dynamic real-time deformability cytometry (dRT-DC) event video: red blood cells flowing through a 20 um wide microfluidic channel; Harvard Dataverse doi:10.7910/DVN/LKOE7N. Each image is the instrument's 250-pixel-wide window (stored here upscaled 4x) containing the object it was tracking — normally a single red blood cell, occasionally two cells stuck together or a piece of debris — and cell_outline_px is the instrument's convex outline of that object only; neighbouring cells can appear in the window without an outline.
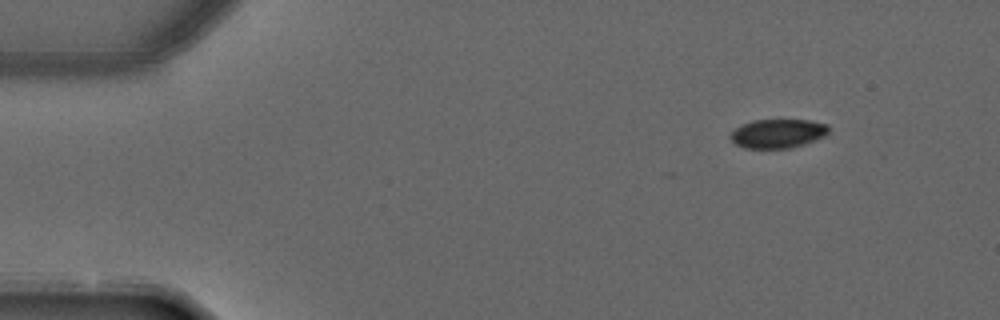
{"species": "common noctule bat (a hibernating species)", "species_latin": "Nyctalus noctula", "temperature_condition": "warm", "stored_images_in_passage": 3, "camera_frame_rate_fps": 3000, "um_per_image_px": 0.085, "animal": {"sex": "male", "forearm_length_mm": 52.5}, "frame": {"image": 1, "passage_image": 3, "time_ms": 0.667, "image_size_px": [1000, 320], "cell_outline_px": [[828, 132], [824, 136], [816, 140], [792, 148], [744, 148], [736, 144], [728, 136], [736, 128], [752, 120], [812, 120], [828, 124]], "centroid_in_image_um": [66.13, 11.35], "position_along_channel_um": 18.9, "area_um2": 16.59}}